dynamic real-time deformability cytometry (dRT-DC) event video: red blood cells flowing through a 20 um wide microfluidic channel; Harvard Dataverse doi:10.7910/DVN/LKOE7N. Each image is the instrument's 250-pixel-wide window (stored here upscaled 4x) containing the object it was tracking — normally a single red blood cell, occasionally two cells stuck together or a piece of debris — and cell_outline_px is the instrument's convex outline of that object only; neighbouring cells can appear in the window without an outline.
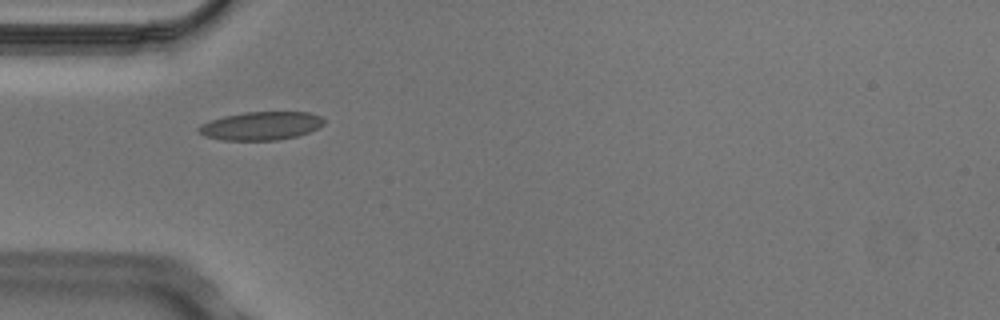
{"species": "Egyptian fruit bat (a non-hibernating species)", "species_latin": "Rousettus aegyptiacus", "temperature_condition": "cold", "stored_images_in_passage": 3, "camera_frame_rate_fps": 3000, "um_per_image_px": 0.085, "animal": {"sex": "male"}, "frame": {"image": 1, "passage_image": 2, "time_ms": 0.333, "image_size_px": [1000, 320], "cell_outline_px": [[324, 124], [308, 132], [296, 136], [276, 140], [224, 140], [204, 136], [196, 128], [200, 124], [208, 120], [224, 116], [244, 112], [308, 112], [320, 116], [324, 120]], "centroid_in_image_um": [22.14, 10.69], "position_along_channel_um": 62.9, "area_um2": 20.63}}